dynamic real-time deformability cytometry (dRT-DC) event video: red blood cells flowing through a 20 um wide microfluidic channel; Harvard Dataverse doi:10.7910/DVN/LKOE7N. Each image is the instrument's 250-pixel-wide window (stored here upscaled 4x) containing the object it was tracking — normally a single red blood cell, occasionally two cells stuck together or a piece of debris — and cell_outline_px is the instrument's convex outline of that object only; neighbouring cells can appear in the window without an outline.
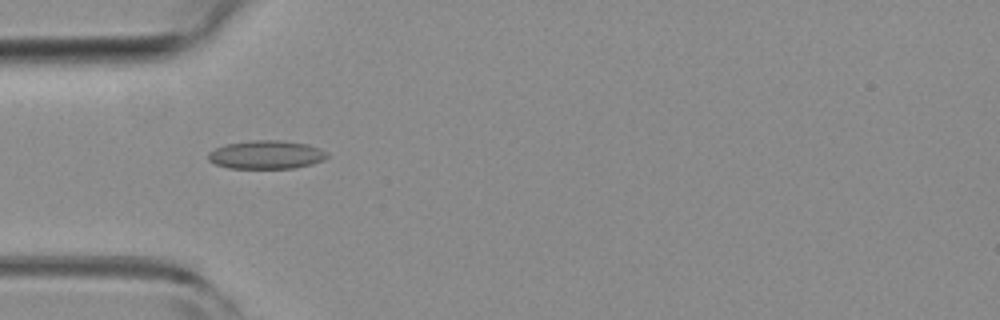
{"species": "common noctule bat (a hibernating species)", "species_latin": "Nyctalus noctula", "temperature_condition": "room temperature", "stored_images_in_passage": 5, "camera_frame_rate_fps": 3000, "um_per_image_px": 0.085, "animal": {"sex": "female", "body_mass_g": 19.3, "forearm_length_mm": 54.1}, "frame": {"image": 1, "passage_image": 5, "time_ms": 1.333, "image_size_px": [1000, 320], "cell_outline_px": [[328, 156], [324, 160], [312, 164], [292, 168], [228, 168], [216, 164], [208, 160], [208, 152], [216, 148], [228, 144], [256, 140], [280, 140], [308, 144], [320, 148], [328, 152]], "centroid_in_image_um": [22.67, 13.15], "position_along_channel_um": 62.3, "area_um2": 19.65}}